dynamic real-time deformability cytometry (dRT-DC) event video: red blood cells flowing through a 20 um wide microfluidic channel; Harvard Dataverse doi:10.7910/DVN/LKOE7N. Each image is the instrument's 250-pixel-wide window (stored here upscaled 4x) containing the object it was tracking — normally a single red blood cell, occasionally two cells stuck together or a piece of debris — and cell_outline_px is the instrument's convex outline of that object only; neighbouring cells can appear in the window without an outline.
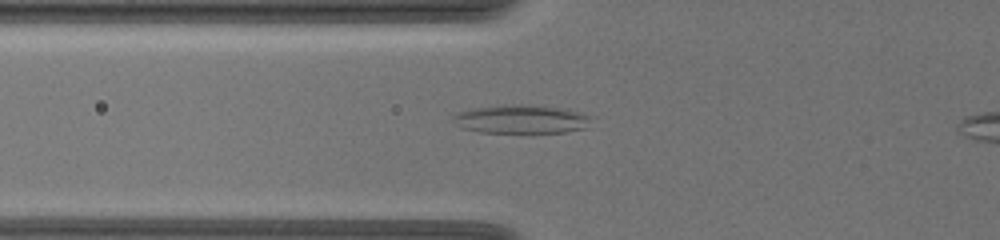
{"species": "common noctule bat (a hibernating species)", "species_latin": "Nyctalus noctula", "temperature_condition": "warm", "stored_images_in_passage": 54, "camera_frame_rate_fps": 3000, "um_per_image_px": 0.085, "animal": {"sex": "female", "body_mass_g": 19.5, "forearm_length_mm": 54.1}, "frame": {"image": 1, "passage_image": 21, "time_ms": 6.667, "image_size_px": [1000, 240], "cell_outline_px": [[592, 116], [584, 128], [564, 132], [480, 132], [460, 128], [452, 124], [452, 116], [456, 112], [468, 108], [504, 104], [524, 104], [556, 108], [580, 112]], "centroid_in_image_um": [44.16, 10.12], "position_along_channel_um": 81.6, "area_um2": 23.12}}
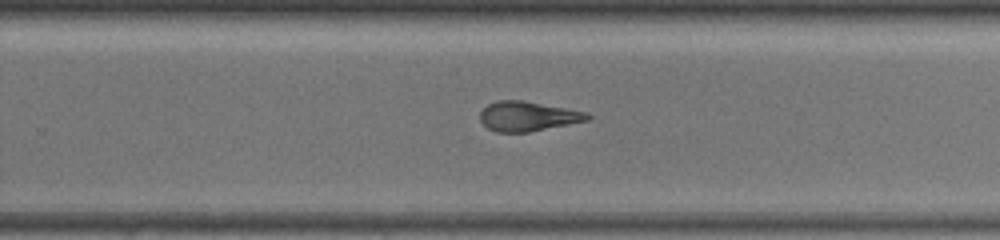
{"frame": {"image": 2, "passage_image": 38, "time_ms": 12.333, "image_size_px": [1000, 240], "cell_outline_px": [[592, 116], [588, 120], [528, 132], [496, 132], [488, 128], [480, 120], [480, 112], [488, 104], [496, 100], [524, 100], [584, 112]], "centroid_in_image_um": [44.81, 9.88], "position_along_channel_um": 285.0, "area_um2": 18.32}}
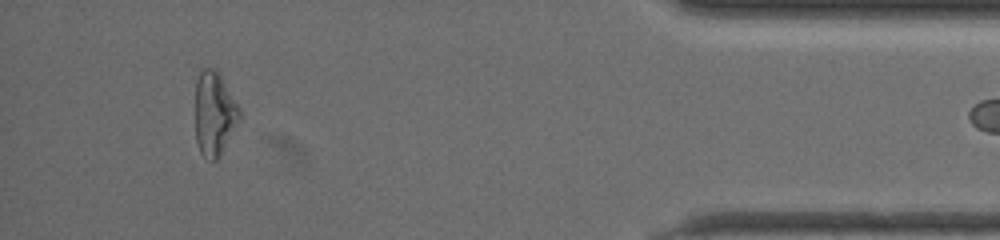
{"frame": {"image": 3, "passage_image": 53, "time_ms": 17.333, "image_size_px": [1000, 240], "cell_outline_px": [[240, 120], [216, 160], [212, 160], [204, 156], [200, 152], [196, 140], [196, 80], [200, 72], [204, 68], [216, 68], [240, 108]], "centroid_in_image_um": [18.21, 9.63], "position_along_channel_um": 417.0, "area_um2": 21.33}}